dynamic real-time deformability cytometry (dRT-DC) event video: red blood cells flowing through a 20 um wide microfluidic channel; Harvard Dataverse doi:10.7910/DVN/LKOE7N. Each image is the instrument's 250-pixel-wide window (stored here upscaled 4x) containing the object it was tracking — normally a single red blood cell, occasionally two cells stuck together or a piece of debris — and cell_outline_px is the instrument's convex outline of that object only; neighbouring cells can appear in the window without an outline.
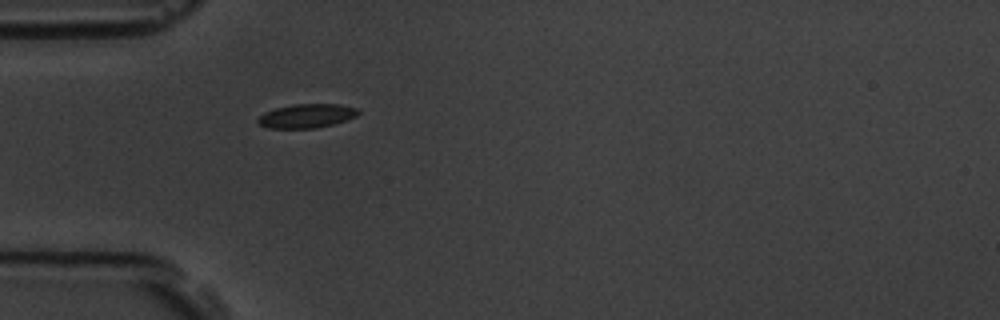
{"species": "common noctule bat (a hibernating species)", "species_latin": "Nyctalus noctula", "temperature_condition": "room temperature", "stored_images_in_passage": 1, "camera_frame_rate_fps": 3000, "um_per_image_px": 0.085, "animal": {"sex": "male", "body_mass_g": 19.5, "forearm_length_mm": 54.6}, "frame": {"image": 1, "passage_image": 1, "time_ms": 0.0, "image_size_px": [1000, 320], "cell_outline_px": [[360, 112], [356, 116], [332, 124], [316, 128], [268, 128], [260, 124], [256, 120], [264, 112], [276, 108], [292, 104], [340, 104], [356, 108]], "centroid_in_image_um": [26.04, 9.84], "position_along_channel_um": 59.0, "area_um2": 13.87}}